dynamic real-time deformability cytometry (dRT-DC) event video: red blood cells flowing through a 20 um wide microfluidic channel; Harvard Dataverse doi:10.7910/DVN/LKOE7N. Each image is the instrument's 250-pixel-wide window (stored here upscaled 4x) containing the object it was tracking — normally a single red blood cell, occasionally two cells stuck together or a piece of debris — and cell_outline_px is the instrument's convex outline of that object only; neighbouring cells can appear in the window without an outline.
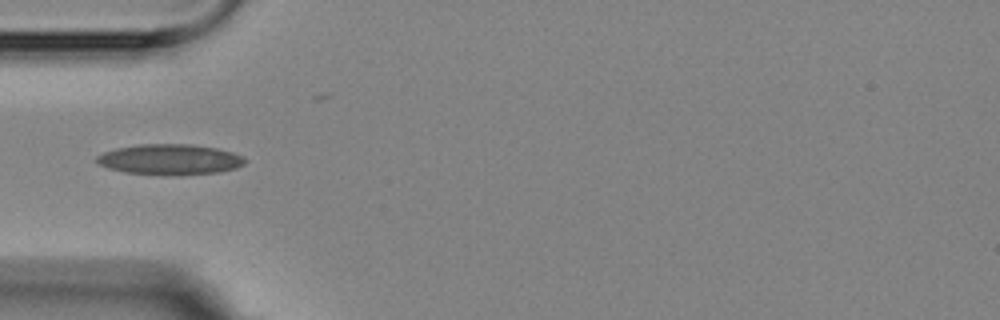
{"species": "Egyptian fruit bat (a non-hibernating species)", "species_latin": "Rousettus aegyptiacus", "temperature_condition": "room temperature", "stored_images_in_passage": 17, "camera_frame_rate_fps": 3000, "um_per_image_px": 0.085, "animal": {"sex": "female"}, "frame": {"image": 1, "passage_image": 6, "time_ms": 5.667, "image_size_px": [1000, 320], "cell_outline_px": [[248, 160], [244, 164], [236, 168], [220, 172], [180, 176], [124, 172], [108, 168], [100, 164], [96, 160], [96, 156], [104, 152], [116, 148], [140, 144], [192, 144], [216, 148], [232, 152]], "centroid_in_image_um": [14.46, 13.56], "position_along_channel_um": 70.5, "area_um2": 26.53}}
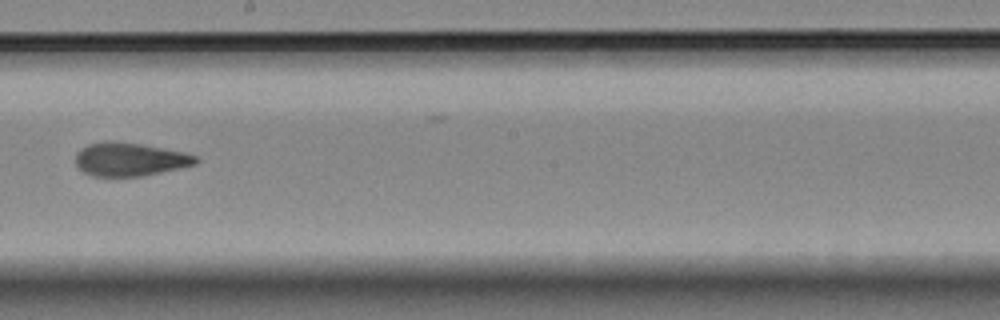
{"frame": {"image": 2, "passage_image": 10, "time_ms": 10.333, "image_size_px": [1000, 320], "cell_outline_px": [[200, 160], [196, 164], [180, 168], [140, 176], [92, 176], [84, 172], [76, 164], [76, 152], [80, 148], [88, 144], [104, 140], [112, 140], [140, 144], [184, 152], [196, 156]], "centroid_in_image_um": [11.01, 13.53], "position_along_channel_um": 237.2, "area_um2": 23.41}}
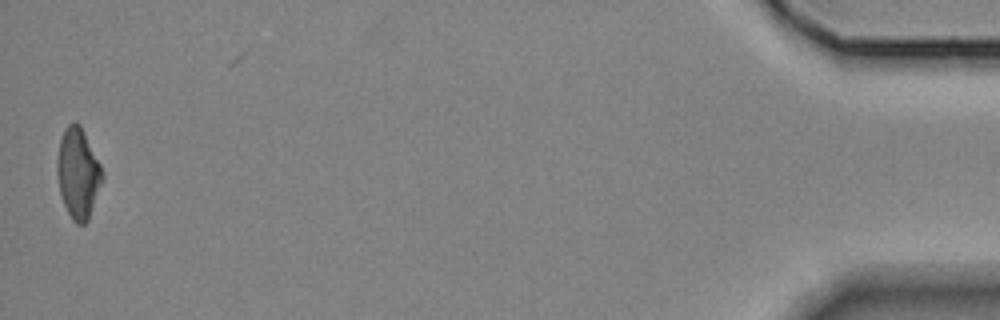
{"frame": {"image": 3, "passage_image": 17, "time_ms": 18.333, "image_size_px": [1000, 320], "cell_outline_px": [[104, 176], [88, 220], [84, 224], [76, 224], [72, 220], [64, 204], [60, 192], [56, 172], [56, 160], [60, 140], [64, 128], [72, 120], [76, 120], [80, 124], [100, 164]], "centroid_in_image_um": [6.62, 14.69], "position_along_channel_um": 428.6, "area_um2": 23.81}, "authors_computed_cell_mechanics": {"area_um2": 23.698, "velocity_mm_per_s": 3.5635, "shape_relaxation_time_tau1_ms": 6.2026, "shape_relaxation_time_tau2_ms": 2.7308, "deformation_change_tau1": 0.1501, "deformation_change_tau2": 0.1064}}